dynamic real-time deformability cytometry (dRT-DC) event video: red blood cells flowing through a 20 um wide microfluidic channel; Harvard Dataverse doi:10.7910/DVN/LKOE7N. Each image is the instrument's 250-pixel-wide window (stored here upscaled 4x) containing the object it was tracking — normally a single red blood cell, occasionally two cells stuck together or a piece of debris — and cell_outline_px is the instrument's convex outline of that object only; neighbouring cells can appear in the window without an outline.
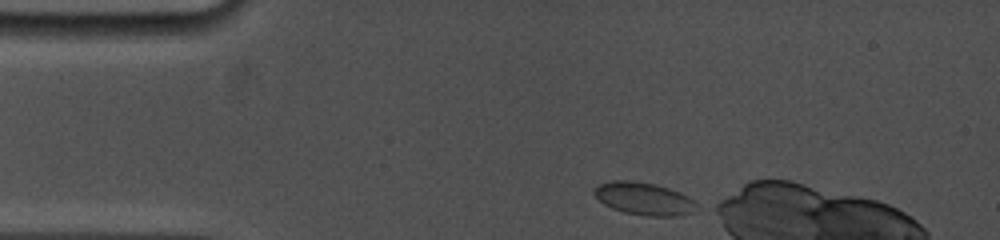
{"species": "common noctule bat (a hibernating species)", "species_latin": "Nyctalus noctula", "temperature_condition": "cold", "stored_images_in_passage": 16, "camera_frame_rate_fps": 5000, "um_per_image_px": 0.085, "animal": {"sex": "female", "body_mass_g": 19.0, "forearm_length_mm": 53.3}, "frame": {"image": 1, "passage_image": 1, "time_ms": 0.0, "image_size_px": [1000, 240], "cell_outline_px": [[700, 204], [692, 212], [676, 216], [644, 216], [624, 212], [612, 208], [604, 204], [592, 192], [600, 184], [612, 180], [632, 180], [656, 184], [680, 192], [688, 196]], "centroid_in_image_um": [54.76, 16.89], "position_along_channel_um": 30.2, "area_um2": 19.54}}
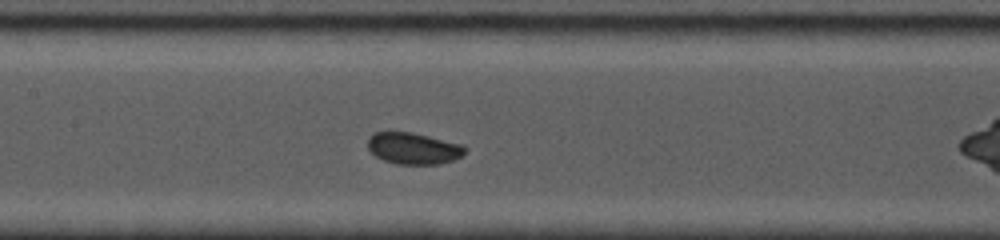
{"frame": {"image": 2, "passage_image": 10, "time_ms": 5.0, "image_size_px": [1000, 240], "cell_outline_px": [[468, 148], [460, 156], [452, 160], [440, 164], [396, 164], [384, 160], [376, 156], [368, 148], [368, 136], [376, 132], [388, 128], [412, 132], [460, 144]], "centroid_in_image_um": [35.07, 12.57], "position_along_channel_um": 172.3, "area_um2": 18.21}}
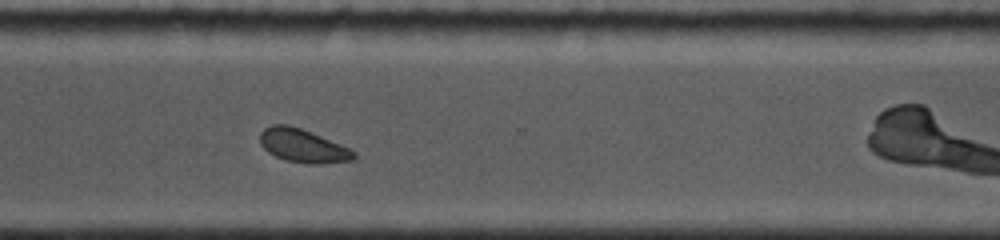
{"frame": {"image": 3, "passage_image": 16, "time_ms": 9.6, "image_size_px": [1000, 240], "cell_outline_px": [[356, 156], [352, 160], [316, 164], [312, 164], [284, 160], [268, 152], [260, 144], [260, 132], [264, 128], [272, 124], [288, 124], [300, 128], [340, 144], [356, 152]], "centroid_in_image_um": [25.7, 12.38], "position_along_channel_um": 344.9, "area_um2": 18.09}}